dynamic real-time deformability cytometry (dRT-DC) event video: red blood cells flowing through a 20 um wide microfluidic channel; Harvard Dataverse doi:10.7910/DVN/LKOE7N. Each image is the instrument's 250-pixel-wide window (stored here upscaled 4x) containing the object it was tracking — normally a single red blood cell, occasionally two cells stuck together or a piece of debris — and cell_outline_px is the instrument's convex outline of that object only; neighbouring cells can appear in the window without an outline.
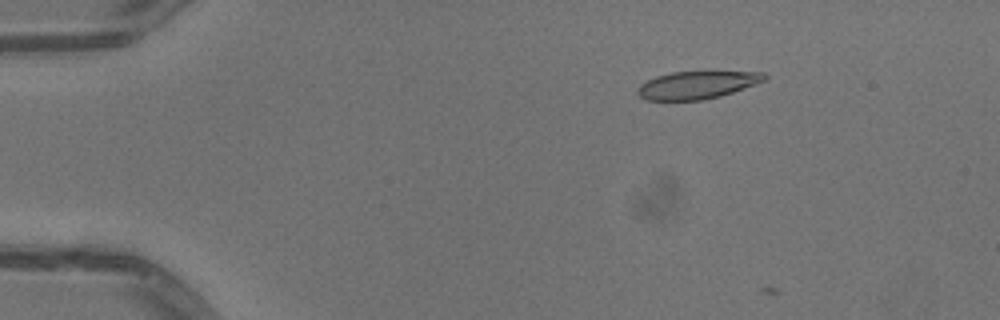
{"species": "common noctule bat (a hibernating species)", "species_latin": "Nyctalus noctula", "temperature_condition": "warm", "stored_images_in_passage": 3, "camera_frame_rate_fps": 3000, "um_per_image_px": 0.085, "animal": {"sex": "male", "body_mass_g": 13.3}, "frame": {"image": 1, "passage_image": 2, "time_ms": 0.333, "image_size_px": [1000, 320], "cell_outline_px": [[768, 76], [764, 80], [756, 84], [720, 96], [700, 100], [644, 100], [636, 92], [636, 88], [640, 84], [656, 76], [672, 72], [764, 72]], "centroid_in_image_um": [59.21, 7.23], "position_along_channel_um": 25.8, "area_um2": 20.29}}